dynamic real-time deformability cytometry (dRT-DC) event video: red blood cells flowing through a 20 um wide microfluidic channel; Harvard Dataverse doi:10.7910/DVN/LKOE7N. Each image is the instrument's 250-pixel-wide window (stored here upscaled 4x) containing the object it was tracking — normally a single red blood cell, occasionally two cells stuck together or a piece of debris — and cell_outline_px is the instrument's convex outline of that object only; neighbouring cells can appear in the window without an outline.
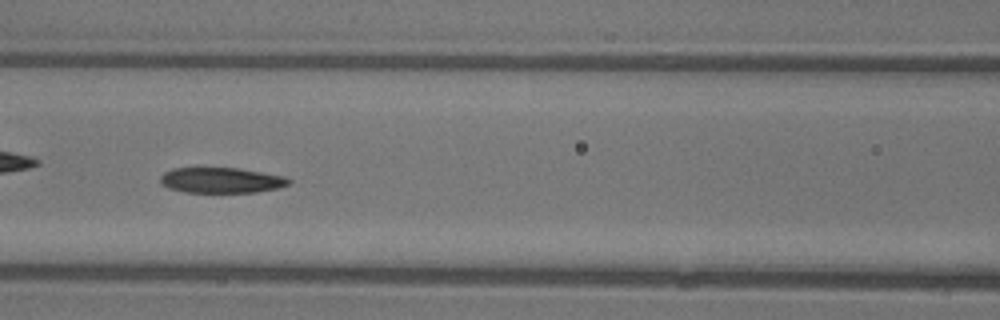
{"species": "common noctule bat (a hibernating species)", "species_latin": "Nyctalus noctula", "temperature_condition": "warm", "stored_images_in_passage": 46, "camera_frame_rate_fps": 3000, "um_per_image_px": 0.085, "animal": {"sex": "female"}, "frame": {"image": 1, "passage_image": 20, "time_ms": 6.333, "image_size_px": [1000, 320], "cell_outline_px": [[292, 180], [288, 184], [280, 188], [256, 192], [184, 192], [168, 188], [160, 184], [160, 176], [164, 172], [172, 168], [236, 168], [284, 176]], "centroid_in_image_um": [18.78, 15.32], "position_along_channel_um": 147.8, "area_um2": 19.07}}
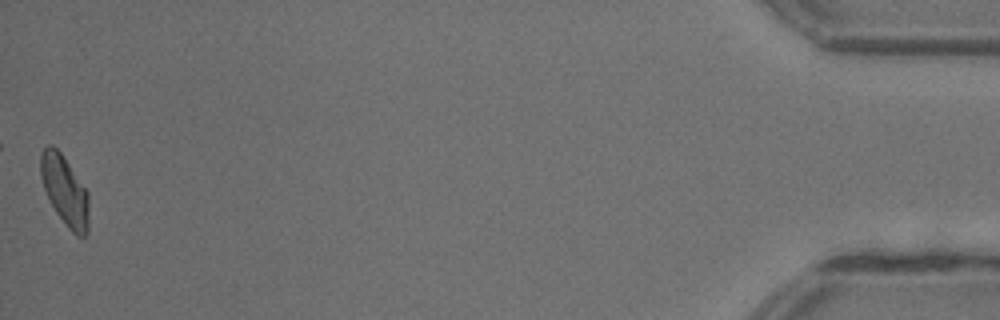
{"frame": {"image": 2, "passage_image": 46, "time_ms": 15.0, "image_size_px": [1000, 320], "cell_outline_px": [[88, 232], [84, 236], [76, 236], [68, 228], [56, 212], [44, 188], [40, 176], [40, 156], [44, 148], [48, 144], [52, 144], [60, 152], [88, 192]], "centroid_in_image_um": [5.5, 16.2], "position_along_channel_um": 429.7, "area_um2": 19.36}, "authors_computed_cell_mechanics": {"area_um2": 20.1433, "velocity_mm_per_s": 4.3997, "shape_relaxation_time_tau1_ms": 8.0413, "shape_relaxation_time_tau2_ms": 3.0246, "deformation_change_tau1": 0.2005, "deformation_change_tau2": 0.0956}}